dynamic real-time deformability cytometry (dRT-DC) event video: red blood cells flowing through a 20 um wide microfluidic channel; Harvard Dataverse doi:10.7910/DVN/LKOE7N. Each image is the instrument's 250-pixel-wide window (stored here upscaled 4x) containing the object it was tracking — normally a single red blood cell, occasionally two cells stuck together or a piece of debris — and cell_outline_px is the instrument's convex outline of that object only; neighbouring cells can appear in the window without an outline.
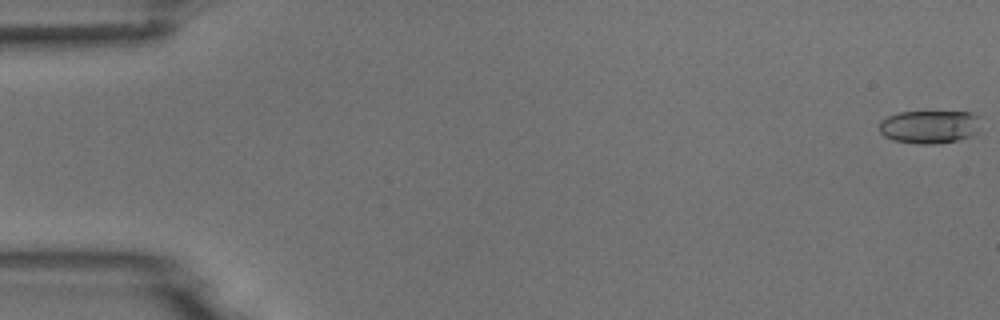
{"species": "common noctule bat (a hibernating species)", "species_latin": "Nyctalus noctula", "temperature_condition": "room temperature", "stored_images_in_passage": 15, "camera_frame_rate_fps": 3000, "um_per_image_px": 0.085, "animal": {"sex": "male", "body_mass_g": 18.8}, "frame": {"image": 1, "passage_image": 1, "time_ms": 0.0, "image_size_px": [1000, 320], "cell_outline_px": [[980, 132], [972, 136], [956, 140], [936, 144], [916, 144], [892, 140], [884, 136], [880, 132], [880, 120], [888, 116], [900, 112], [972, 112], [976, 116]], "centroid_in_image_um": [78.99, 10.79], "position_along_channel_um": 6.0, "area_um2": 19.65}}
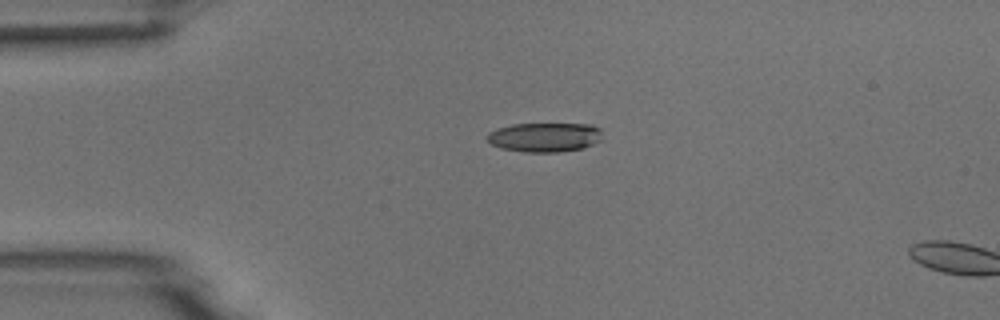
{"frame": {"image": 2, "passage_image": 13, "time_ms": 4.0, "image_size_px": [1000, 320], "cell_outline_px": [[604, 140], [584, 148], [560, 152], [524, 152], [500, 148], [492, 144], [484, 136], [488, 132], [496, 128], [512, 124], [592, 124], [600, 128]], "centroid_in_image_um": [46.32, 11.66], "position_along_channel_um": 38.7, "area_um2": 20.11}}